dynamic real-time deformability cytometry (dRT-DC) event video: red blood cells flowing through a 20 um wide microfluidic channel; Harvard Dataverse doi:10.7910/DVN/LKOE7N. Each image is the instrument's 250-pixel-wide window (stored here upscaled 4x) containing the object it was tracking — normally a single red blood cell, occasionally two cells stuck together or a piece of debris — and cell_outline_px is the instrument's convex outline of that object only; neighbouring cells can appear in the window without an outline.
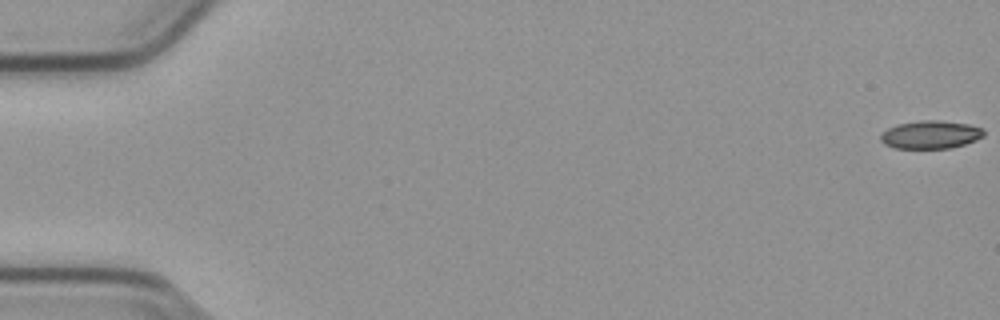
{"species": "common noctule bat (a hibernating species)", "species_latin": "Nyctalus noctula", "temperature_condition": "cold", "stored_images_in_passage": 55, "camera_frame_rate_fps": 3000, "um_per_image_px": 0.085, "animal": {"sex": "male", "body_mass_g": 23.1, "forearm_length_mm": 52.7}, "frame": {"image": 1, "passage_image": 1, "time_ms": 0.0, "image_size_px": [1000, 320], "cell_outline_px": [[984, 136], [976, 140], [964, 144], [948, 148], [896, 148], [884, 144], [880, 140], [880, 136], [888, 128], [896, 124], [920, 120], [940, 120], [968, 124], [984, 128]], "centroid_in_image_um": [79.11, 11.43], "position_along_channel_um": 5.9, "area_um2": 16.88}}
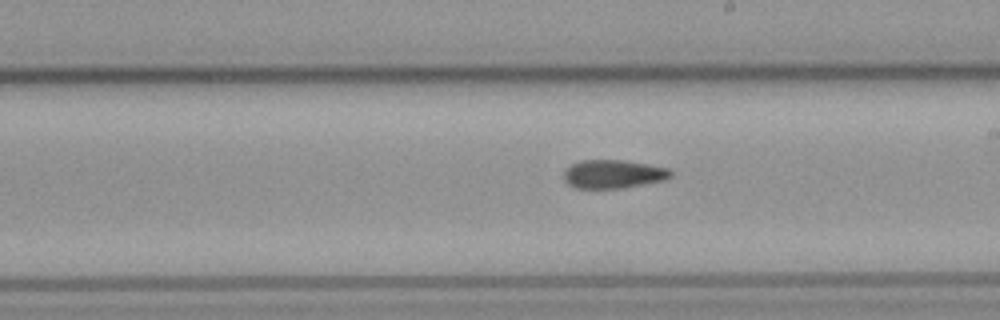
{"frame": {"image": 2, "passage_image": 32, "time_ms": 10.333, "image_size_px": [1000, 320], "cell_outline_px": [[672, 176], [664, 180], [624, 188], [576, 188], [568, 184], [564, 180], [564, 172], [572, 164], [580, 160], [624, 160], [668, 168], [672, 172]], "centroid_in_image_um": [52.13, 14.8], "position_along_channel_um": 236.9, "area_um2": 17.69}}
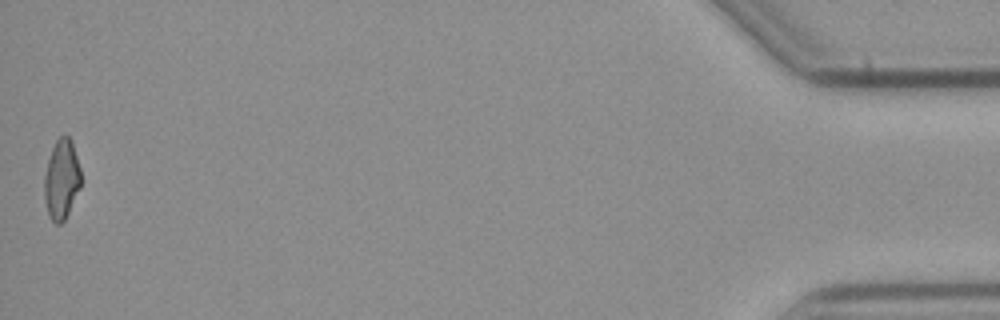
{"frame": {"image": 3, "passage_image": 55, "time_ms": 18.0, "image_size_px": [1000, 320], "cell_outline_px": [[80, 188], [64, 220], [60, 224], [56, 224], [52, 220], [48, 212], [44, 196], [44, 176], [48, 160], [52, 148], [56, 140], [60, 136], [68, 136], [72, 140], [80, 168]], "centroid_in_image_um": [5.23, 15.22], "position_along_channel_um": 430.0, "area_um2": 16.82}, "authors_computed_cell_mechanics": {"area_um2": 17.6868, "velocity_mm_per_s": 3.8144, "shape_relaxation_time_tau1_ms": null, "shape_relaxation_time_tau2_ms": 7.4558, "deformation_change_tau1": null, "deformation_change_tau2": 0.1595}}